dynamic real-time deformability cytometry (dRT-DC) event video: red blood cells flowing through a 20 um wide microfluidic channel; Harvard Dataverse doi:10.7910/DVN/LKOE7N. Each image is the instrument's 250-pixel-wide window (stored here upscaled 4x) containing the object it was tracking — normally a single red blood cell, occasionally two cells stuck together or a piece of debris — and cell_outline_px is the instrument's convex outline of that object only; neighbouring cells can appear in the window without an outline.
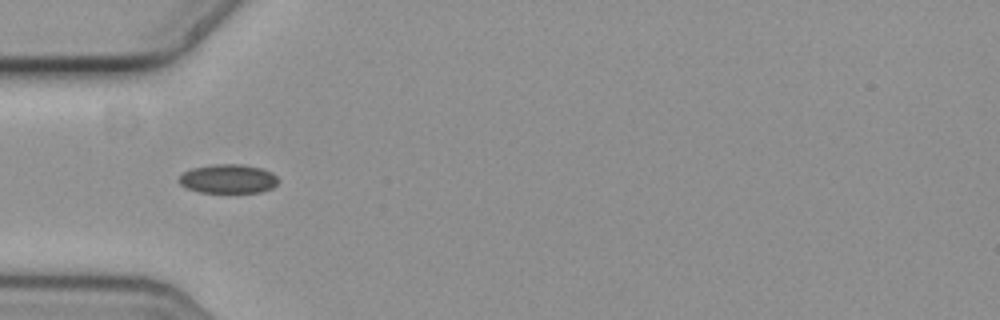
{"species": "common noctule bat (a hibernating species)", "species_latin": "Nyctalus noctula", "temperature_condition": "cold", "stored_images_in_passage": 40, "camera_frame_rate_fps": 3000, "um_per_image_px": 0.085, "animal": {"sex": "female", "body_mass_g": 19.3, "forearm_length_mm": 54.1}, "frame": {"image": 1, "passage_image": 1, "time_ms": 0.0, "image_size_px": [1000, 320], "cell_outline_px": [[280, 180], [272, 188], [260, 192], [200, 192], [188, 188], [180, 184], [180, 176], [184, 172], [192, 168], [216, 164], [240, 164], [260, 168], [272, 172]], "centroid_in_image_um": [19.42, 15.2], "position_along_channel_um": 65.6, "area_um2": 16.59}}
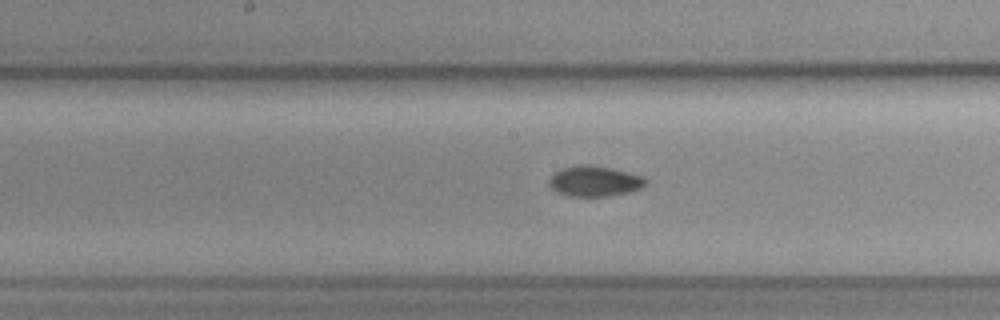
{"frame": {"image": 2, "passage_image": 12, "time_ms": 3.667, "image_size_px": [1000, 320], "cell_outline_px": [[644, 184], [640, 188], [628, 192], [608, 196], [568, 196], [556, 192], [548, 184], [548, 180], [560, 168], [576, 164], [588, 164], [612, 168], [628, 172], [640, 176], [644, 180]], "centroid_in_image_um": [50.45, 15.39], "position_along_channel_um": 197.7, "area_um2": 17.05}}
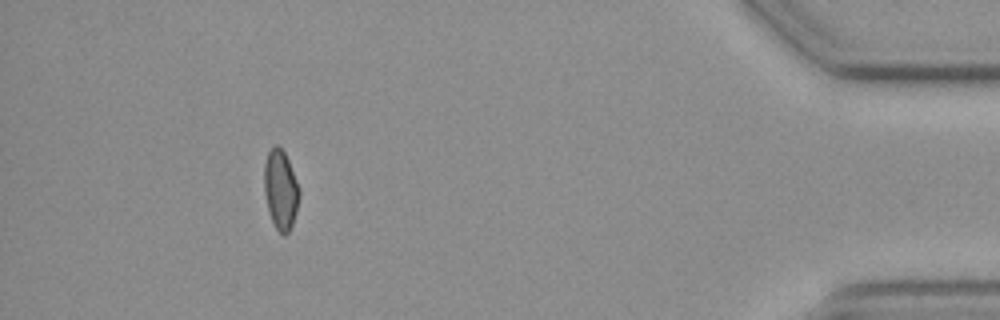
{"frame": {"image": 3, "passage_image": 35, "time_ms": 11.333, "image_size_px": [1000, 320], "cell_outline_px": [[300, 196], [296, 212], [292, 224], [288, 232], [284, 236], [276, 228], [272, 220], [268, 208], [264, 192], [264, 164], [268, 152], [276, 144], [284, 152], [288, 160], [300, 188]], "centroid_in_image_um": [23.86, 16.12], "position_along_channel_um": 411.3, "area_um2": 16.13}, "authors_computed_cell_mechanics": {"area_um2": 16.5308, "velocity_mm_per_s": 3.6156, "shape_relaxation_time_tau1_ms": 5.0728, "shape_relaxation_time_tau2_ms": null, "deformation_change_tau1": 0.0555, "deformation_change_tau2": null}}